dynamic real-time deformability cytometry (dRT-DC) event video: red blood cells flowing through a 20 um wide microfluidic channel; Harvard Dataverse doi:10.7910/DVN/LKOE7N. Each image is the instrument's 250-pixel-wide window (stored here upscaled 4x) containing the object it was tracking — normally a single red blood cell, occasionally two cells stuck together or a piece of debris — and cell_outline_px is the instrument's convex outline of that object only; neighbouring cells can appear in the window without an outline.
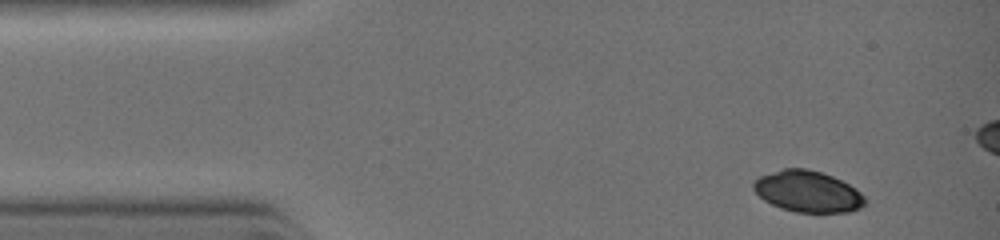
{"species": "common noctule bat (a hibernating species)", "species_latin": "Nyctalus noctula", "temperature_condition": "warm", "stored_images_in_passage": 3, "camera_frame_rate_fps": 3000, "um_per_image_px": 0.085, "animal": {"sex": "female", "body_mass_g": 19.0, "forearm_length_mm": 51.5}, "frame": {"image": 1, "passage_image": 1, "time_ms": 0.0, "image_size_px": [1000, 240], "cell_outline_px": [[864, 204], [860, 208], [848, 212], [820, 216], [796, 212], [780, 208], [764, 200], [752, 188], [752, 184], [760, 176], [784, 168], [804, 168], [820, 172], [832, 176], [856, 188], [864, 196]], "centroid_in_image_um": [68.68, 16.33], "position_along_channel_um": 16.3, "area_um2": 27.34}}